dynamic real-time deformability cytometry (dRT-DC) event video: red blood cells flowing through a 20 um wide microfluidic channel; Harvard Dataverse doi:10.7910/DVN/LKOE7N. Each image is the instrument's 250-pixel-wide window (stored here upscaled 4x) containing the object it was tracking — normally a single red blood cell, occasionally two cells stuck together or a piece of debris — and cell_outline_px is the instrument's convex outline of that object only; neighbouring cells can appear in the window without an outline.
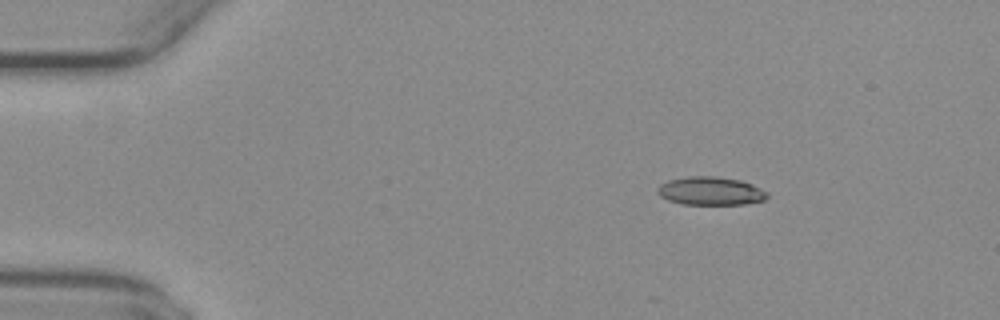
{"species": "common noctule bat (a hibernating species)", "species_latin": "Nyctalus noctula", "temperature_condition": "warm", "stored_images_in_passage": 3, "camera_frame_rate_fps": 3000, "um_per_image_px": 0.085, "animal": {"sex": "female", "body_mass_g": 29.2, "forearm_length_mm": 56.3}, "frame": {"image": 1, "passage_image": 1, "time_ms": 0.0, "image_size_px": [1000, 320], "cell_outline_px": [[768, 196], [764, 200], [744, 204], [680, 204], [668, 200], [660, 196], [656, 192], [656, 188], [660, 184], [668, 180], [688, 176], [716, 176], [740, 180], [752, 184], [768, 192]], "centroid_in_image_um": [60.37, 16.23], "position_along_channel_um": 24.6, "area_um2": 18.21}}